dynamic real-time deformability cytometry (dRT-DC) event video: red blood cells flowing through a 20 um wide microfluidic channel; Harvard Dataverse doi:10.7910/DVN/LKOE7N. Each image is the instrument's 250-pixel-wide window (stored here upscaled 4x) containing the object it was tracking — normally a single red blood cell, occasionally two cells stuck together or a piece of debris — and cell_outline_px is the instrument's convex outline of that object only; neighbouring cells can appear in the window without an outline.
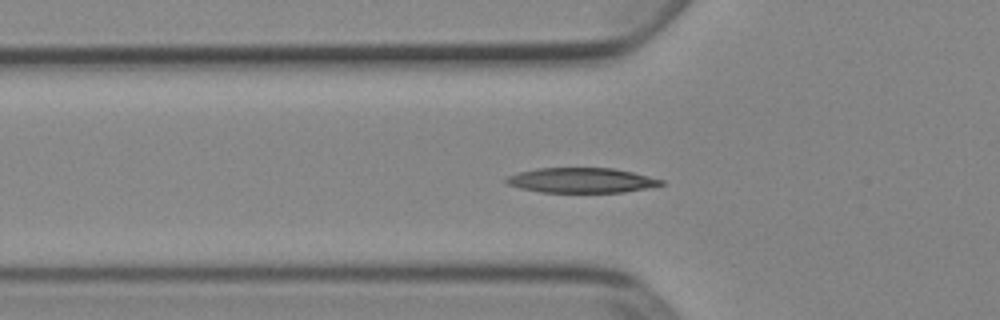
{"species": "Egyptian fruit bat (a non-hibernating species)", "species_latin": "Rousettus aegyptiacus", "temperature_condition": "cold", "stored_images_in_passage": 40, "camera_frame_rate_fps": 3000, "um_per_image_px": 0.085, "animal": {"sex": "female"}, "frame": {"image": 1, "passage_image": 6, "time_ms": 1.667, "image_size_px": [1000, 320], "cell_outline_px": [[664, 184], [648, 188], [624, 192], [540, 192], [520, 188], [508, 184], [504, 180], [508, 176], [520, 172], [536, 168], [612, 168], [632, 172], [664, 180]], "centroid_in_image_um": [49.43, 15.33], "position_along_channel_um": 76.4, "area_um2": 22.43}}
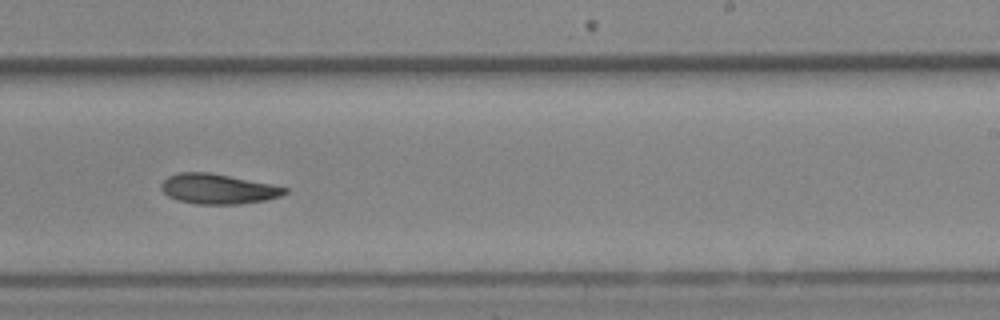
{"frame": {"image": 2, "passage_image": 21, "time_ms": 6.667, "image_size_px": [1000, 320], "cell_outline_px": [[288, 192], [280, 196], [264, 200], [240, 204], [196, 204], [180, 200], [168, 196], [160, 188], [160, 184], [168, 176], [176, 172], [208, 172], [272, 184], [288, 188]], "centroid_in_image_um": [18.51, 16.05], "position_along_channel_um": 270.5, "area_um2": 21.56}}
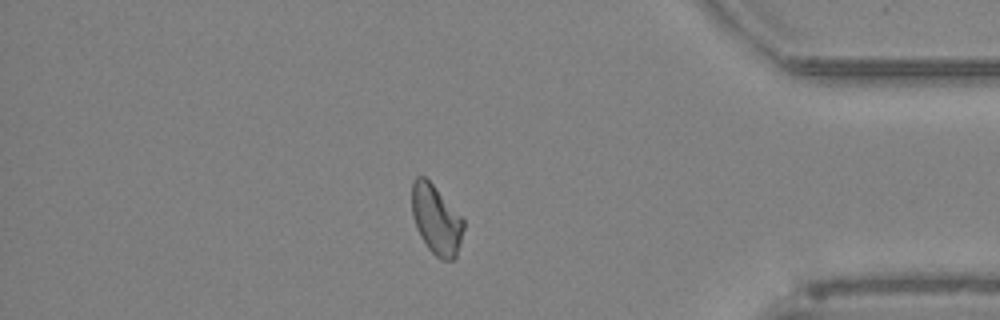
{"frame": {"image": 3, "passage_image": 33, "time_ms": 10.667, "image_size_px": [1000, 320], "cell_outline_px": [[464, 228], [456, 256], [452, 260], [440, 260], [428, 248], [420, 236], [416, 228], [412, 216], [412, 180], [416, 176], [424, 176], [436, 188], [464, 220]], "centroid_in_image_um": [37.06, 18.68], "position_along_channel_um": 398.1, "area_um2": 20.75}, "authors_computed_cell_mechanics": {"area_um2": 21.9062, "velocity_mm_per_s": 3.9013, "shape_relaxation_time_tau1_ms": 4.7736, "shape_relaxation_time_tau2_ms": null, "deformation_change_tau1": 0.1494, "deformation_change_tau2": null}}